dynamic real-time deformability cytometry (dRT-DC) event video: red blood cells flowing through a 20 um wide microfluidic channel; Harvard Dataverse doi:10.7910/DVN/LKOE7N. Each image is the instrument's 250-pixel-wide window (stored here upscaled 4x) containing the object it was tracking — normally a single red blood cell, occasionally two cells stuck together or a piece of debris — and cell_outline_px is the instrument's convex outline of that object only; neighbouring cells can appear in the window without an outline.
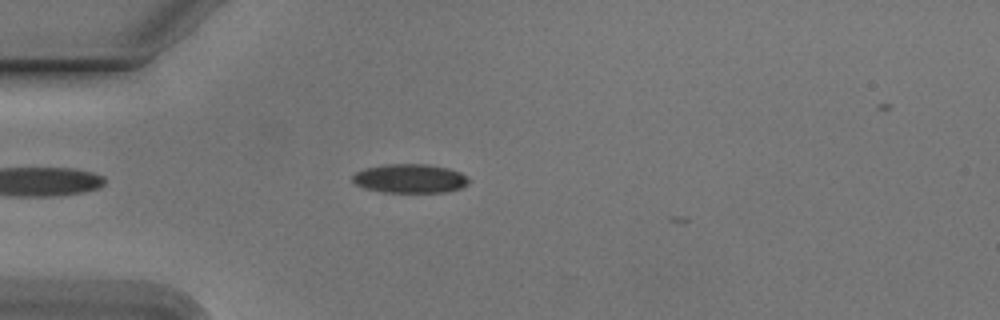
{"species": "Egyptian fruit bat (a non-hibernating species)", "species_latin": "Rousettus aegyptiacus", "temperature_condition": "cold", "stored_images_in_passage": 7, "camera_frame_rate_fps": 3000, "um_per_image_px": 0.085, "animal": {"sex": "male"}, "frame": {"image": 1, "passage_image": 6, "time_ms": 1.667, "image_size_px": [1000, 320], "cell_outline_px": [[472, 180], [468, 184], [460, 188], [444, 192], [380, 192], [364, 188], [356, 184], [352, 180], [352, 176], [356, 172], [364, 168], [384, 164], [428, 164], [448, 168], [460, 172], [468, 176]], "centroid_in_image_um": [34.86, 15.17], "position_along_channel_um": 50.1, "area_um2": 19.83}}